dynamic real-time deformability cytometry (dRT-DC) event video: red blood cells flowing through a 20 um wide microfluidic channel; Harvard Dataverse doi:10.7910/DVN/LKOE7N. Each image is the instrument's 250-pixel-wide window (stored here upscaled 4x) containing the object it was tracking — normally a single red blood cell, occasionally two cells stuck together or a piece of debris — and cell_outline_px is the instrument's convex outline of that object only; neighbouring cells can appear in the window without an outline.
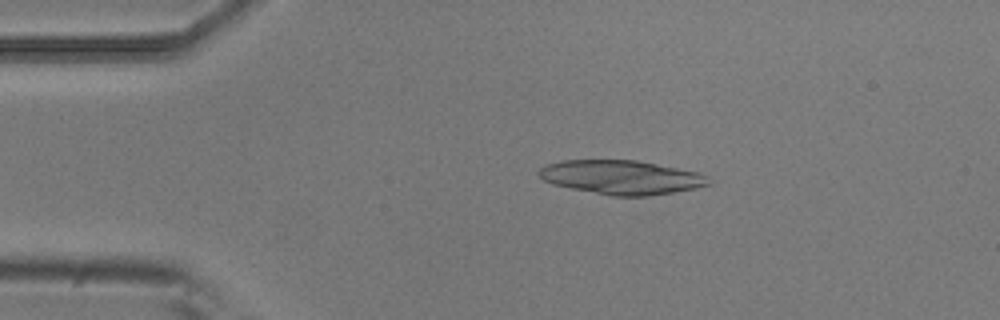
{"species": "common noctule bat (a hibernating species)", "species_latin": "Nyctalus noctula", "temperature_condition": "room temperature", "stored_images_in_passage": 4, "camera_frame_rate_fps": 3000, "um_per_image_px": 0.085, "animal": {"sex": "male", "body_mass_g": 20.5, "forearm_length_mm": 52.5}, "frame": {"image": 1, "passage_image": 3, "time_ms": 0.667, "image_size_px": [1000, 320], "cell_outline_px": [[712, 184], [696, 188], [648, 196], [612, 196], [552, 184], [544, 180], [536, 172], [540, 168], [548, 164], [564, 160], [636, 160], [700, 172], [708, 176], [712, 180]], "centroid_in_image_um": [52.87, 15.07], "position_along_channel_um": 32.1, "area_um2": 33.7}}